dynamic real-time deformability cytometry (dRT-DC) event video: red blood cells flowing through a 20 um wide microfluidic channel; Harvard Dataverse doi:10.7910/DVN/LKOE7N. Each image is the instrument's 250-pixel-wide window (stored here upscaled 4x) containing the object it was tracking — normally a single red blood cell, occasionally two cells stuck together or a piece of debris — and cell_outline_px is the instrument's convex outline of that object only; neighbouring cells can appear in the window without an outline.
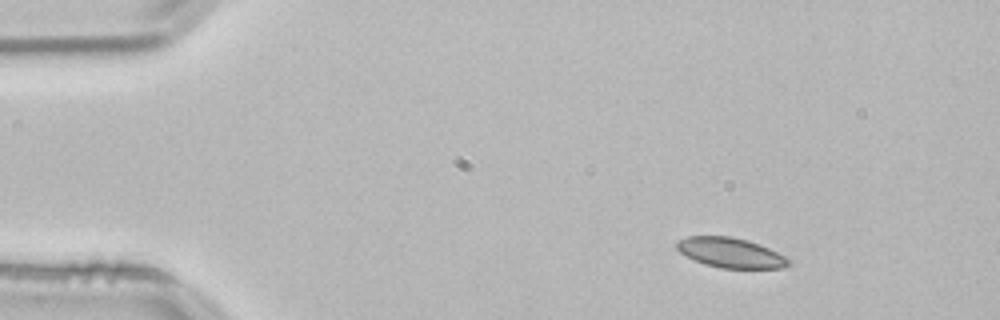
{"species": "common noctule bat (a hibernating species)", "species_latin": "Nyctalus noctula", "temperature_condition": "room temperature", "stored_images_in_passage": 47, "camera_frame_rate_fps": 3000, "um_per_image_px": 0.085, "animal": {"sex": "male", "body_mass_g": 21.5, "forearm_length_mm": 52.0}, "frame": {"image": 1, "passage_image": 1, "time_ms": 0.0, "image_size_px": [1000, 320], "cell_outline_px": [[792, 264], [784, 268], [720, 268], [704, 264], [680, 252], [676, 248], [676, 244], [680, 240], [688, 236], [732, 236], [748, 240], [760, 244], [792, 260]], "centroid_in_image_um": [62.14, 21.48], "position_along_channel_um": 22.9, "area_um2": 19.48}}
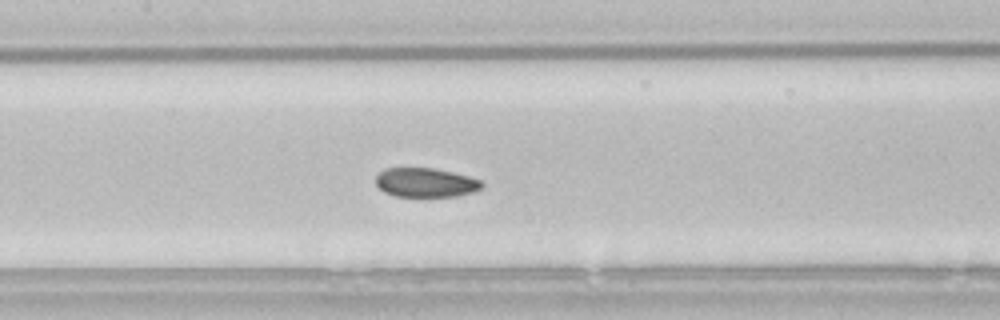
{"frame": {"image": 2, "passage_image": 19, "time_ms": 6.0, "image_size_px": [1000, 320], "cell_outline_px": [[484, 184], [476, 192], [456, 196], [396, 196], [384, 192], [376, 184], [376, 176], [384, 168], [432, 168], [452, 172], [468, 176], [480, 180]], "centroid_in_image_um": [36.18, 15.52], "position_along_channel_um": 171.2, "area_um2": 17.98}}
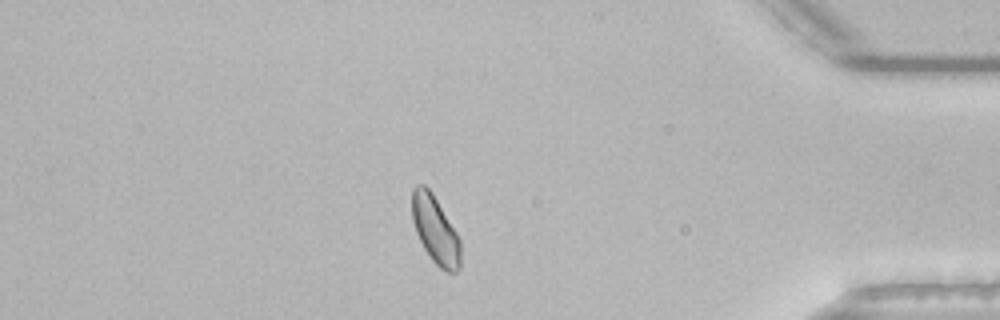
{"frame": {"image": 3, "passage_image": 40, "time_ms": 13.0, "image_size_px": [1000, 320], "cell_outline_px": [[460, 268], [456, 272], [448, 272], [440, 268], [432, 260], [424, 248], [416, 232], [412, 220], [412, 188], [416, 184], [424, 184], [432, 192], [456, 232], [460, 240]], "centroid_in_image_um": [36.99, 19.52], "position_along_channel_um": 398.2, "area_um2": 19.02}, "authors_computed_cell_mechanics": {"area_um2": 19.363, "velocity_mm_per_s": 3.7719, "shape_relaxation_time_tau1_ms": 6.1819, "shape_relaxation_time_tau2_ms": 8.3809, "deformation_change_tau1": 0.0853, "deformation_change_tau2": 0.0829}}